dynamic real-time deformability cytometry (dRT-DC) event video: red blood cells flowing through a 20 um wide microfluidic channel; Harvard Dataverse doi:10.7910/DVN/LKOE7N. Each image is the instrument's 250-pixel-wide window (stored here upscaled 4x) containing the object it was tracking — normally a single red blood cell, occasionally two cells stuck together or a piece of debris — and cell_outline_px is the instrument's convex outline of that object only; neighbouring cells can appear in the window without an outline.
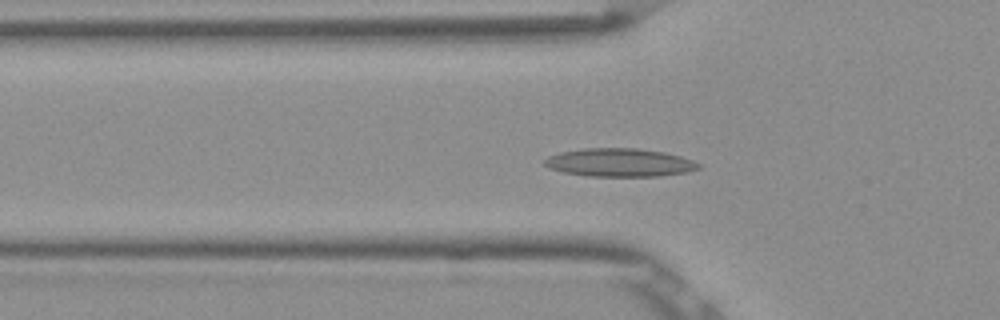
{"species": "Egyptian fruit bat (a non-hibernating species)", "species_latin": "Rousettus aegyptiacus", "temperature_condition": "room temperature", "stored_images_in_passage": 52, "segment_of_instrument_passage": [1, 2], "camera_frame_rate_fps": 3000, "um_per_image_px": 0.085, "frame": {"image": 1, "passage_image": 16, "time_ms": 5.0, "image_size_px": [1000, 320], "cell_outline_px": [[700, 168], [684, 172], [656, 176], [588, 176], [564, 172], [548, 168], [544, 164], [544, 160], [548, 156], [560, 152], [584, 148], [636, 148], [664, 152], [680, 156], [692, 160], [700, 164]], "centroid_in_image_um": [52.62, 13.81], "position_along_channel_um": 73.2, "area_um2": 25.2}}
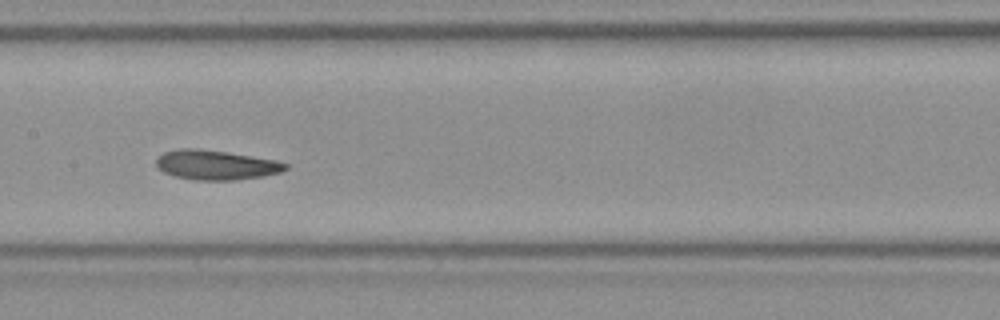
{"frame": {"image": 2, "passage_image": 25, "time_ms": 8.0, "image_size_px": [1000, 320], "cell_outline_px": [[288, 168], [280, 172], [264, 176], [236, 180], [192, 180], [176, 176], [164, 172], [156, 164], [156, 160], [164, 152], [180, 148], [196, 148], [228, 152], [276, 160], [288, 164]], "centroid_in_image_um": [18.38, 14.02], "position_along_channel_um": 189.0, "area_um2": 22.25}}
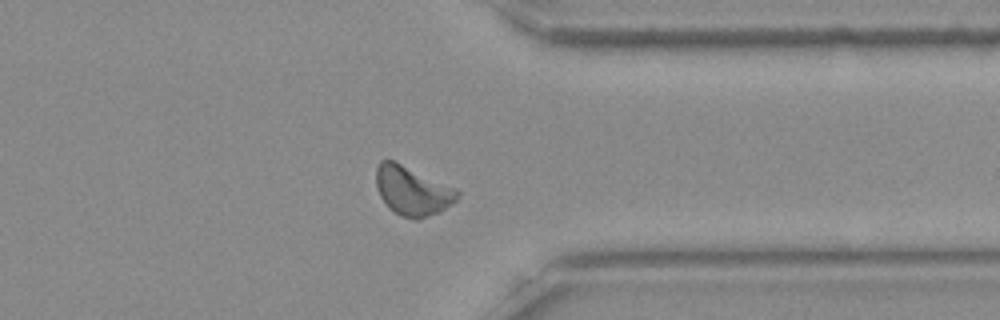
{"frame": {"image": 3, "passage_image": 40, "time_ms": 13.0, "image_size_px": [1000, 320], "cell_outline_px": [[460, 196], [452, 204], [436, 212], [416, 220], [400, 216], [388, 208], [380, 196], [376, 184], [376, 168], [380, 160], [392, 160], [456, 188], [460, 192]], "centroid_in_image_um": [35.03, 16.22], "position_along_channel_um": 376.4, "area_um2": 23.0}}